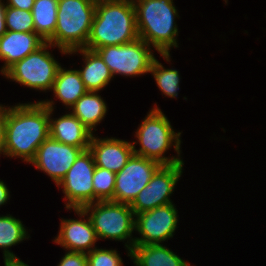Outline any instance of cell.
Listing matches in <instances>:
<instances>
[{"label":"cell","mask_w":266,"mask_h":266,"mask_svg":"<svg viewBox=\"0 0 266 266\" xmlns=\"http://www.w3.org/2000/svg\"><path fill=\"white\" fill-rule=\"evenodd\" d=\"M53 101L17 104L5 110L3 155L30 163L39 146L49 137Z\"/></svg>","instance_id":"cell-1"},{"label":"cell","mask_w":266,"mask_h":266,"mask_svg":"<svg viewBox=\"0 0 266 266\" xmlns=\"http://www.w3.org/2000/svg\"><path fill=\"white\" fill-rule=\"evenodd\" d=\"M139 38L134 3L128 0H103L96 3L86 49L124 45Z\"/></svg>","instance_id":"cell-2"},{"label":"cell","mask_w":266,"mask_h":266,"mask_svg":"<svg viewBox=\"0 0 266 266\" xmlns=\"http://www.w3.org/2000/svg\"><path fill=\"white\" fill-rule=\"evenodd\" d=\"M134 6L139 38L152 45L169 62V49L178 47L175 17L179 15L173 0H137Z\"/></svg>","instance_id":"cell-3"},{"label":"cell","mask_w":266,"mask_h":266,"mask_svg":"<svg viewBox=\"0 0 266 266\" xmlns=\"http://www.w3.org/2000/svg\"><path fill=\"white\" fill-rule=\"evenodd\" d=\"M96 3L91 0H59L57 24L48 41L61 53L85 48L95 14Z\"/></svg>","instance_id":"cell-4"},{"label":"cell","mask_w":266,"mask_h":266,"mask_svg":"<svg viewBox=\"0 0 266 266\" xmlns=\"http://www.w3.org/2000/svg\"><path fill=\"white\" fill-rule=\"evenodd\" d=\"M180 136L181 132L175 133L167 117L158 107H155L149 111V114H147L146 118L136 131V138L141 147L137 150L135 148L137 142H133L134 154L155 160L161 165L183 163L179 157L181 153ZM172 144L178 157H165L164 153L172 146Z\"/></svg>","instance_id":"cell-5"},{"label":"cell","mask_w":266,"mask_h":266,"mask_svg":"<svg viewBox=\"0 0 266 266\" xmlns=\"http://www.w3.org/2000/svg\"><path fill=\"white\" fill-rule=\"evenodd\" d=\"M80 217L89 213L93 229L97 238L124 241L130 238L128 256H131V249L134 247L132 232L135 230V215L130 204L119 203L112 200L97 201L84 206L82 209H74ZM91 212V213H90Z\"/></svg>","instance_id":"cell-6"},{"label":"cell","mask_w":266,"mask_h":266,"mask_svg":"<svg viewBox=\"0 0 266 266\" xmlns=\"http://www.w3.org/2000/svg\"><path fill=\"white\" fill-rule=\"evenodd\" d=\"M54 47L46 42L38 50L10 66L3 75L11 80L38 90H52L60 64L47 51Z\"/></svg>","instance_id":"cell-7"},{"label":"cell","mask_w":266,"mask_h":266,"mask_svg":"<svg viewBox=\"0 0 266 266\" xmlns=\"http://www.w3.org/2000/svg\"><path fill=\"white\" fill-rule=\"evenodd\" d=\"M150 47L138 38L131 43L101 47L95 51L108 66L113 77L115 74L132 77L150 73L151 64L155 59Z\"/></svg>","instance_id":"cell-8"},{"label":"cell","mask_w":266,"mask_h":266,"mask_svg":"<svg viewBox=\"0 0 266 266\" xmlns=\"http://www.w3.org/2000/svg\"><path fill=\"white\" fill-rule=\"evenodd\" d=\"M96 165L89 149L83 150L57 185L63 188L67 209H82L94 203L92 178Z\"/></svg>","instance_id":"cell-9"},{"label":"cell","mask_w":266,"mask_h":266,"mask_svg":"<svg viewBox=\"0 0 266 266\" xmlns=\"http://www.w3.org/2000/svg\"><path fill=\"white\" fill-rule=\"evenodd\" d=\"M184 163L162 165L130 204L134 215L172 203L170 196L182 175Z\"/></svg>","instance_id":"cell-10"},{"label":"cell","mask_w":266,"mask_h":266,"mask_svg":"<svg viewBox=\"0 0 266 266\" xmlns=\"http://www.w3.org/2000/svg\"><path fill=\"white\" fill-rule=\"evenodd\" d=\"M161 166L155 160L133 154L116 173L114 201L131 204Z\"/></svg>","instance_id":"cell-11"},{"label":"cell","mask_w":266,"mask_h":266,"mask_svg":"<svg viewBox=\"0 0 266 266\" xmlns=\"http://www.w3.org/2000/svg\"><path fill=\"white\" fill-rule=\"evenodd\" d=\"M178 215L173 203L135 215V231L141 235L134 245L160 244L173 237L177 228Z\"/></svg>","instance_id":"cell-12"},{"label":"cell","mask_w":266,"mask_h":266,"mask_svg":"<svg viewBox=\"0 0 266 266\" xmlns=\"http://www.w3.org/2000/svg\"><path fill=\"white\" fill-rule=\"evenodd\" d=\"M82 151V148L67 145L48 137L39 146L35 158L30 163L47 173L58 185Z\"/></svg>","instance_id":"cell-13"},{"label":"cell","mask_w":266,"mask_h":266,"mask_svg":"<svg viewBox=\"0 0 266 266\" xmlns=\"http://www.w3.org/2000/svg\"><path fill=\"white\" fill-rule=\"evenodd\" d=\"M89 150L95 165L118 173L134 154L133 144L116 138L99 139L92 135Z\"/></svg>","instance_id":"cell-14"},{"label":"cell","mask_w":266,"mask_h":266,"mask_svg":"<svg viewBox=\"0 0 266 266\" xmlns=\"http://www.w3.org/2000/svg\"><path fill=\"white\" fill-rule=\"evenodd\" d=\"M60 231L55 243L71 252L89 253L96 247L98 240L89 215L87 221L83 219H61ZM87 252H86V251Z\"/></svg>","instance_id":"cell-15"},{"label":"cell","mask_w":266,"mask_h":266,"mask_svg":"<svg viewBox=\"0 0 266 266\" xmlns=\"http://www.w3.org/2000/svg\"><path fill=\"white\" fill-rule=\"evenodd\" d=\"M46 42L35 32L6 31L0 37V59L5 65L0 70L3 74L14 63L38 50Z\"/></svg>","instance_id":"cell-16"},{"label":"cell","mask_w":266,"mask_h":266,"mask_svg":"<svg viewBox=\"0 0 266 266\" xmlns=\"http://www.w3.org/2000/svg\"><path fill=\"white\" fill-rule=\"evenodd\" d=\"M93 133L71 112L60 118L49 117V137L83 150L89 149Z\"/></svg>","instance_id":"cell-17"},{"label":"cell","mask_w":266,"mask_h":266,"mask_svg":"<svg viewBox=\"0 0 266 266\" xmlns=\"http://www.w3.org/2000/svg\"><path fill=\"white\" fill-rule=\"evenodd\" d=\"M78 51L82 53L85 60L83 70H78L80 77L88 91L98 92L108 85L113 74L96 51L82 48L68 52V54Z\"/></svg>","instance_id":"cell-18"},{"label":"cell","mask_w":266,"mask_h":266,"mask_svg":"<svg viewBox=\"0 0 266 266\" xmlns=\"http://www.w3.org/2000/svg\"><path fill=\"white\" fill-rule=\"evenodd\" d=\"M131 258L136 266H191L162 244L134 245Z\"/></svg>","instance_id":"cell-19"},{"label":"cell","mask_w":266,"mask_h":266,"mask_svg":"<svg viewBox=\"0 0 266 266\" xmlns=\"http://www.w3.org/2000/svg\"><path fill=\"white\" fill-rule=\"evenodd\" d=\"M53 93L62 103L71 108L88 90L78 70H65L60 66L52 87Z\"/></svg>","instance_id":"cell-20"},{"label":"cell","mask_w":266,"mask_h":266,"mask_svg":"<svg viewBox=\"0 0 266 266\" xmlns=\"http://www.w3.org/2000/svg\"><path fill=\"white\" fill-rule=\"evenodd\" d=\"M106 105L97 92L88 91L71 107V112L87 129L93 132L96 125L105 117L107 112Z\"/></svg>","instance_id":"cell-21"},{"label":"cell","mask_w":266,"mask_h":266,"mask_svg":"<svg viewBox=\"0 0 266 266\" xmlns=\"http://www.w3.org/2000/svg\"><path fill=\"white\" fill-rule=\"evenodd\" d=\"M59 0H35L32 7L35 33L45 42L54 35L57 24V10Z\"/></svg>","instance_id":"cell-22"},{"label":"cell","mask_w":266,"mask_h":266,"mask_svg":"<svg viewBox=\"0 0 266 266\" xmlns=\"http://www.w3.org/2000/svg\"><path fill=\"white\" fill-rule=\"evenodd\" d=\"M26 229L19 219L11 216H0V248L3 251L4 259L18 258L13 252L8 250L12 245L28 239Z\"/></svg>","instance_id":"cell-23"},{"label":"cell","mask_w":266,"mask_h":266,"mask_svg":"<svg viewBox=\"0 0 266 266\" xmlns=\"http://www.w3.org/2000/svg\"><path fill=\"white\" fill-rule=\"evenodd\" d=\"M150 72L154 76L157 86L164 95L171 98L177 97L180 75L176 69H165L155 58L151 64Z\"/></svg>","instance_id":"cell-24"},{"label":"cell","mask_w":266,"mask_h":266,"mask_svg":"<svg viewBox=\"0 0 266 266\" xmlns=\"http://www.w3.org/2000/svg\"><path fill=\"white\" fill-rule=\"evenodd\" d=\"M115 179L116 173L101 167H95L92 178L95 202L114 201Z\"/></svg>","instance_id":"cell-25"},{"label":"cell","mask_w":266,"mask_h":266,"mask_svg":"<svg viewBox=\"0 0 266 266\" xmlns=\"http://www.w3.org/2000/svg\"><path fill=\"white\" fill-rule=\"evenodd\" d=\"M6 29L14 32H35L32 12L14 7H6Z\"/></svg>","instance_id":"cell-26"},{"label":"cell","mask_w":266,"mask_h":266,"mask_svg":"<svg viewBox=\"0 0 266 266\" xmlns=\"http://www.w3.org/2000/svg\"><path fill=\"white\" fill-rule=\"evenodd\" d=\"M87 254V266H122L123 262L116 250L93 249Z\"/></svg>","instance_id":"cell-27"},{"label":"cell","mask_w":266,"mask_h":266,"mask_svg":"<svg viewBox=\"0 0 266 266\" xmlns=\"http://www.w3.org/2000/svg\"><path fill=\"white\" fill-rule=\"evenodd\" d=\"M57 266H87V254L68 251Z\"/></svg>","instance_id":"cell-28"},{"label":"cell","mask_w":266,"mask_h":266,"mask_svg":"<svg viewBox=\"0 0 266 266\" xmlns=\"http://www.w3.org/2000/svg\"><path fill=\"white\" fill-rule=\"evenodd\" d=\"M35 0H7L6 6L31 11Z\"/></svg>","instance_id":"cell-29"},{"label":"cell","mask_w":266,"mask_h":266,"mask_svg":"<svg viewBox=\"0 0 266 266\" xmlns=\"http://www.w3.org/2000/svg\"><path fill=\"white\" fill-rule=\"evenodd\" d=\"M0 0V37L7 31L5 23L6 4Z\"/></svg>","instance_id":"cell-30"},{"label":"cell","mask_w":266,"mask_h":266,"mask_svg":"<svg viewBox=\"0 0 266 266\" xmlns=\"http://www.w3.org/2000/svg\"><path fill=\"white\" fill-rule=\"evenodd\" d=\"M6 107L0 105V151H3V133Z\"/></svg>","instance_id":"cell-31"},{"label":"cell","mask_w":266,"mask_h":266,"mask_svg":"<svg viewBox=\"0 0 266 266\" xmlns=\"http://www.w3.org/2000/svg\"><path fill=\"white\" fill-rule=\"evenodd\" d=\"M9 190L6 184L0 180V206L4 205L9 200Z\"/></svg>","instance_id":"cell-32"},{"label":"cell","mask_w":266,"mask_h":266,"mask_svg":"<svg viewBox=\"0 0 266 266\" xmlns=\"http://www.w3.org/2000/svg\"><path fill=\"white\" fill-rule=\"evenodd\" d=\"M5 266H29L19 258L4 259Z\"/></svg>","instance_id":"cell-33"},{"label":"cell","mask_w":266,"mask_h":266,"mask_svg":"<svg viewBox=\"0 0 266 266\" xmlns=\"http://www.w3.org/2000/svg\"><path fill=\"white\" fill-rule=\"evenodd\" d=\"M91 1H93V2H95V3H99V2H101V1H103V0H91Z\"/></svg>","instance_id":"cell-34"},{"label":"cell","mask_w":266,"mask_h":266,"mask_svg":"<svg viewBox=\"0 0 266 266\" xmlns=\"http://www.w3.org/2000/svg\"><path fill=\"white\" fill-rule=\"evenodd\" d=\"M128 1H130V2H132V3H135V1H137V0H128Z\"/></svg>","instance_id":"cell-35"}]
</instances>
